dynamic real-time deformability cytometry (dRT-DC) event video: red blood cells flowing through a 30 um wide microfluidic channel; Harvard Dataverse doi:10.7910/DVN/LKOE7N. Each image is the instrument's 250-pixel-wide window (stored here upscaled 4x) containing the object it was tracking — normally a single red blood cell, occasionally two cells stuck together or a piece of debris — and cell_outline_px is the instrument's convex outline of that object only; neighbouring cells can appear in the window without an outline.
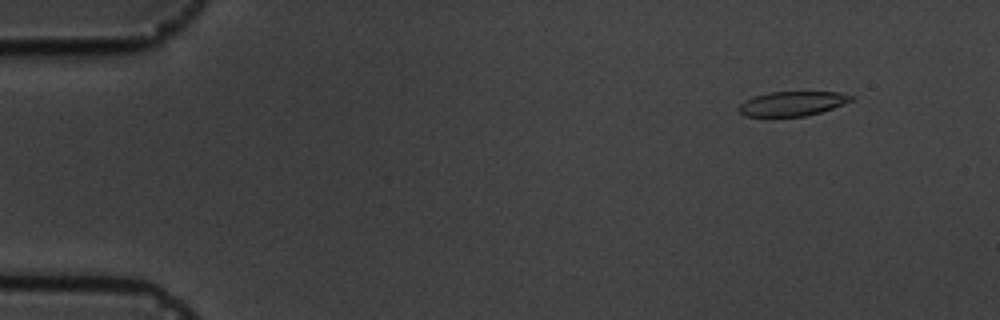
{"species": "common noctule bat (a hibernating species)", "species_latin": "Nyctalus noctula", "temperature_condition": "cold", "stored_images_in_passage": 16, "camera_frame_rate_fps": 3000, "um_per_image_px": 0.085, "animal": {"sex": "male", "body_mass_g": 19.5, "forearm_length_mm": 54.6}, "frame": {"image": 1, "passage_image": 2, "time_ms": 1.333, "image_size_px": [1000, 320], "cell_outline_px": [[852, 100], [844, 104], [820, 112], [804, 116], [772, 120], [744, 116], [740, 112], [740, 104], [744, 100], [752, 96], [768, 92], [840, 92], [852, 96]], "centroid_in_image_um": [67.24, 8.86], "position_along_channel_um": 17.8, "area_um2": 16.76}}
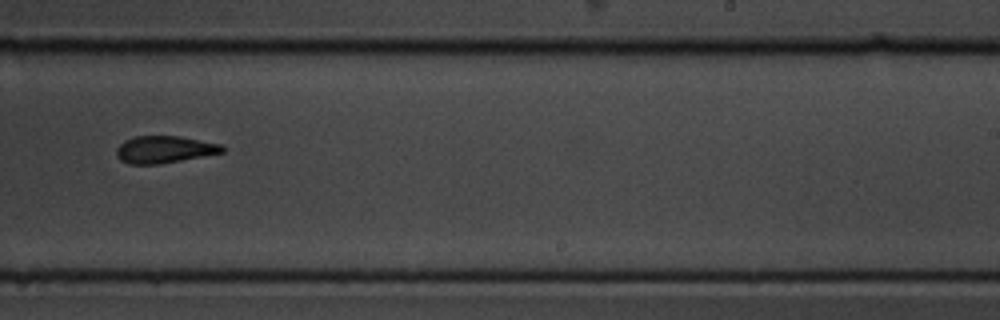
{"frame": {"image": 2, "passage_image": 10, "time_ms": 11.333, "image_size_px": [1000, 320], "cell_outline_px": [[224, 152], [160, 164], [128, 164], [120, 160], [116, 156], [116, 148], [124, 140], [136, 136], [180, 136], [220, 144], [224, 148]], "centroid_in_image_um": [13.93, 12.71], "position_along_channel_um": 275.1, "area_um2": 16.7}}
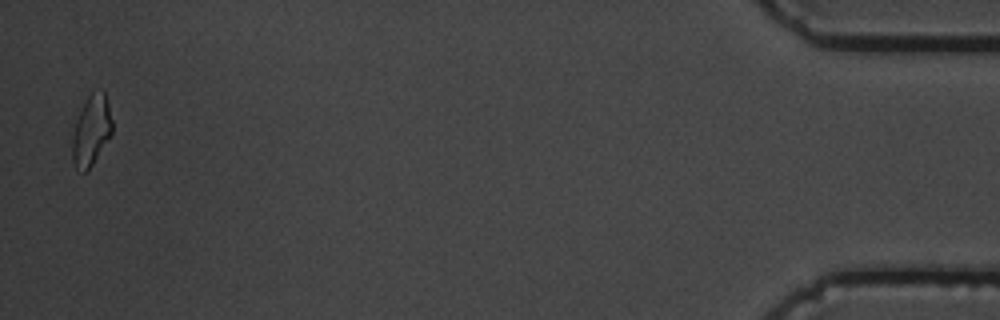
{"frame": {"image": 3, "passage_image": 16, "time_ms": 18.0, "image_size_px": [1000, 320], "cell_outline_px": [[112, 132], [92, 164], [84, 172], [76, 168], [72, 160], [72, 136], [76, 120], [88, 96], [92, 92], [100, 88], [104, 92], [108, 104], [112, 120]], "centroid_in_image_um": [7.75, 11.07], "position_along_channel_um": 427.4, "area_um2": 16.01}, "authors_computed_cell_mechanics": {"area_um2": 17.0221, "velocity_mm_per_s": 3.5837, "shape_relaxation_time_tau1_ms": 4.4566, "shape_relaxation_time_tau2_ms": 5.5047, "deformation_change_tau1": 0.1175, "deformation_change_tau2": 0.1172}}